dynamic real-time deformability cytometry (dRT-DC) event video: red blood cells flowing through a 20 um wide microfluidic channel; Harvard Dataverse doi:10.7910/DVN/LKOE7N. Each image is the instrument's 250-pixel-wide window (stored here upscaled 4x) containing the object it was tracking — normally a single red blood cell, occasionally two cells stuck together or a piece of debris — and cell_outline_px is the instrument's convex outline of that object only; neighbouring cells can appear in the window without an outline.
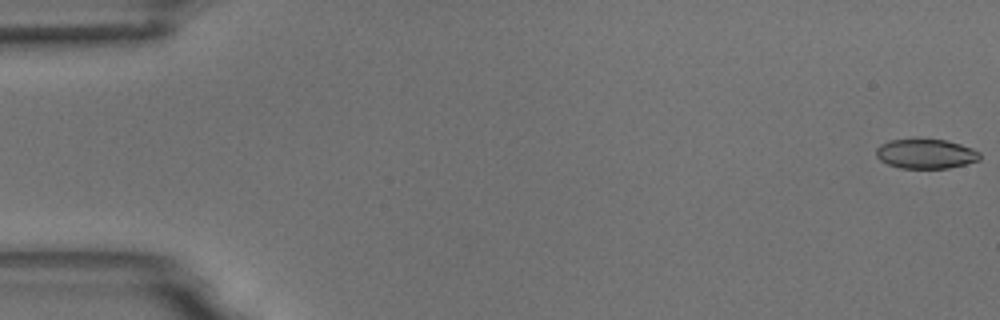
{"species": "common noctule bat (a hibernating species)", "species_latin": "Nyctalus noctula", "temperature_condition": "room temperature", "stored_images_in_passage": 6, "camera_frame_rate_fps": 3000, "um_per_image_px": 0.085, "animal": {"sex": "male", "body_mass_g": 18.8}, "frame": {"image": 1, "passage_image": 1, "time_ms": 0.0, "image_size_px": [1000, 320], "cell_outline_px": [[980, 160], [948, 168], [900, 168], [888, 164], [880, 160], [876, 156], [876, 148], [880, 144], [892, 140], [944, 140], [960, 144], [972, 148], [980, 152]], "centroid_in_image_um": [78.69, 13.08], "position_along_channel_um": 6.3, "area_um2": 17.63}}
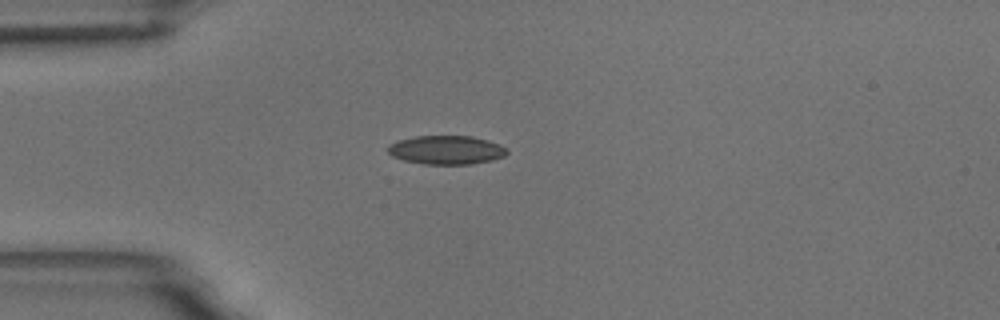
{"frame": {"image": 2, "passage_image": 5, "time_ms": 4.667, "image_size_px": [1000, 320], "cell_outline_px": [[508, 152], [504, 156], [492, 160], [468, 164], [424, 164], [404, 160], [392, 156], [388, 152], [388, 144], [400, 140], [416, 136], [472, 136], [488, 140], [500, 144], [508, 148]], "centroid_in_image_um": [37.96, 12.74], "position_along_channel_um": 47.0, "area_um2": 19.94}}